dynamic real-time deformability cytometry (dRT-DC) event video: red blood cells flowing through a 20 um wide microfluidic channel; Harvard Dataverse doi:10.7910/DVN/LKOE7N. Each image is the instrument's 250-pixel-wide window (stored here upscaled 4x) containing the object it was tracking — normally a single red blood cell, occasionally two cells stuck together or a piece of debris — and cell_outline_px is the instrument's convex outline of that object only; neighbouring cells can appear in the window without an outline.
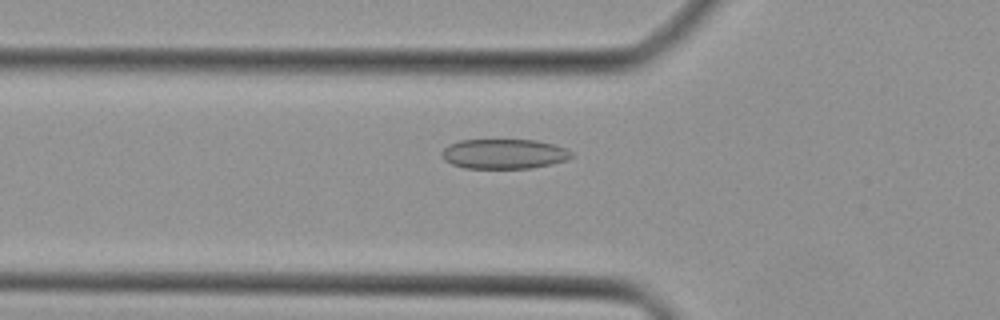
{"species": "Egyptian fruit bat (a non-hibernating species)", "species_latin": "Rousettus aegyptiacus", "temperature_condition": "cold", "stored_images_in_passage": 40, "camera_frame_rate_fps": 3000, "um_per_image_px": 0.085, "animal": {"sex": "female"}, "frame": {"image": 1, "passage_image": 15, "time_ms": 4.667, "image_size_px": [1000, 320], "cell_outline_px": [[576, 156], [552, 164], [532, 168], [464, 168], [452, 164], [444, 160], [440, 156], [440, 152], [448, 144], [460, 140], [536, 140], [556, 144], [572, 152]], "centroid_in_image_um": [42.83, 13.08], "position_along_channel_um": 83.0, "area_um2": 22.77}}
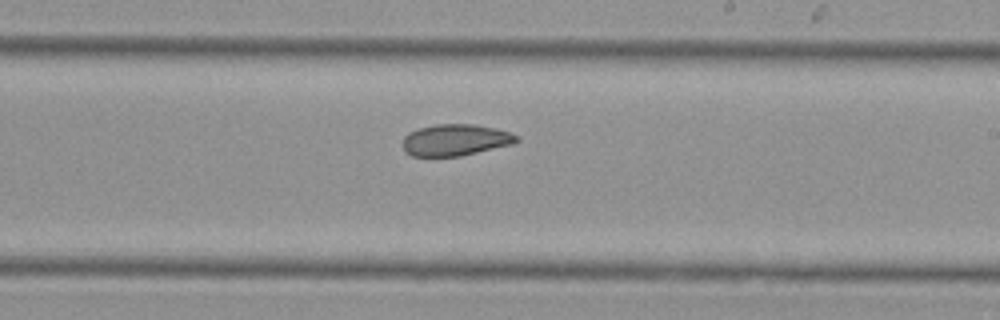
{"frame": {"image": 2, "passage_image": 26, "time_ms": 8.333, "image_size_px": [1000, 320], "cell_outline_px": [[520, 140], [512, 144], [460, 156], [412, 156], [404, 152], [400, 144], [404, 136], [408, 132], [420, 128], [436, 124], [476, 124], [508, 132], [520, 136]], "centroid_in_image_um": [38.65, 11.9], "position_along_channel_um": 250.3, "area_um2": 21.04}}
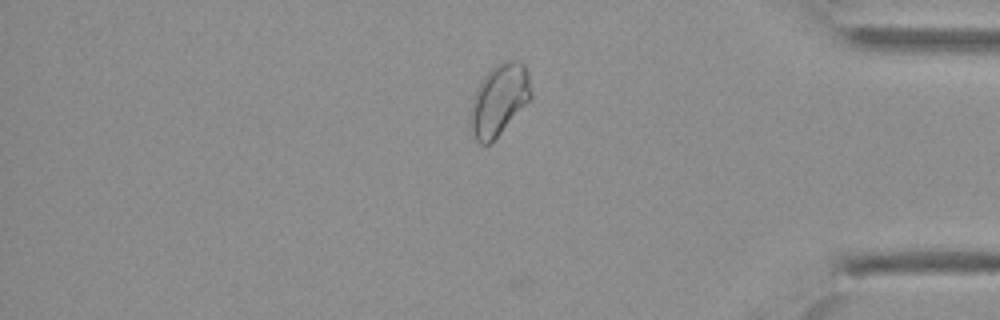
{"frame": {"image": 3, "passage_image": 37, "time_ms": 12.0, "image_size_px": [1000, 320], "cell_outline_px": [[532, 96], [492, 144], [480, 144], [476, 140], [468, 124], [468, 112], [476, 88], [484, 76], [496, 64], [504, 60], [516, 60], [524, 64], [528, 72], [532, 92]], "centroid_in_image_um": [42.39, 8.51], "position_along_channel_um": 392.8, "area_um2": 25.61}}